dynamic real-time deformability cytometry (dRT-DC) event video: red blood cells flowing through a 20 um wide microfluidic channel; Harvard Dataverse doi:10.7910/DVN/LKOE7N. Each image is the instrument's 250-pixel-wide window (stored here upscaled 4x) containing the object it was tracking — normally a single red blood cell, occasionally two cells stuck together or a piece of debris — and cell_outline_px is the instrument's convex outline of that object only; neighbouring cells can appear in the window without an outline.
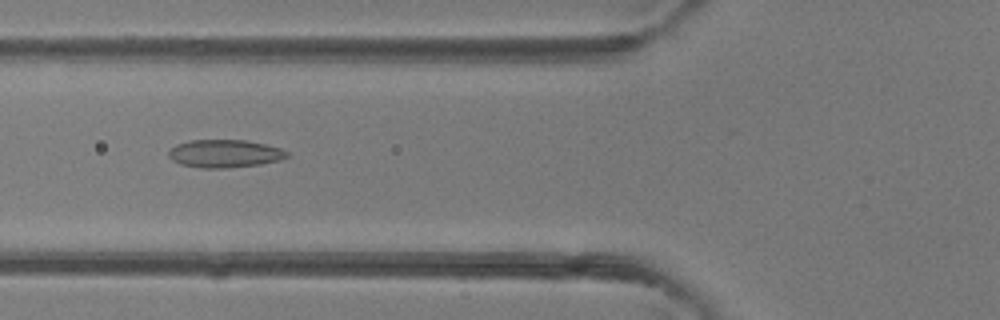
{"species": "common noctule bat (a hibernating species)", "species_latin": "Nyctalus noctula", "temperature_condition": "room temperature", "stored_images_in_passage": 2, "camera_frame_rate_fps": 3000, "um_per_image_px": 0.085, "animal": {"sex": "female"}, "frame": {"image": 1, "passage_image": 2, "time_ms": 1.0, "image_size_px": [1000, 320], "cell_outline_px": [[288, 156], [280, 160], [260, 164], [224, 168], [200, 168], [180, 164], [172, 160], [168, 156], [168, 152], [176, 144], [188, 140], [244, 140], [264, 144], [280, 148], [288, 152]], "centroid_in_image_um": [19.07, 13.05], "position_along_channel_um": 106.7, "area_um2": 19.19}}